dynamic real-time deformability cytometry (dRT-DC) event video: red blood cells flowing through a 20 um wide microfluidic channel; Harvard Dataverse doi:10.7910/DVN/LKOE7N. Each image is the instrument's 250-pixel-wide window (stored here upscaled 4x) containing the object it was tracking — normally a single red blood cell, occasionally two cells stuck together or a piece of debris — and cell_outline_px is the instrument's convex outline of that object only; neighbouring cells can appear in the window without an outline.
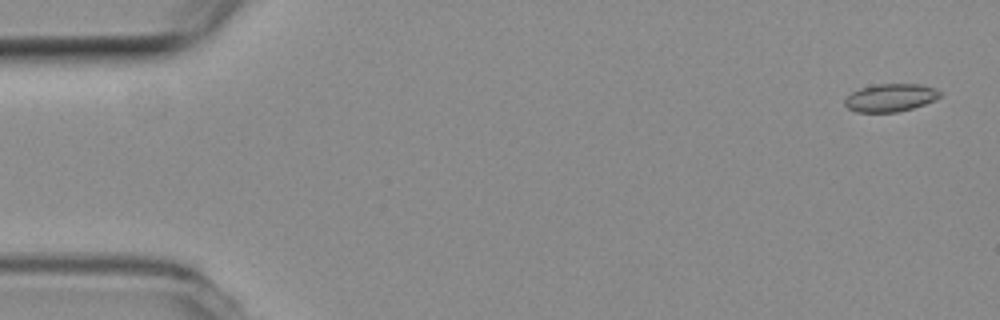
{"species": "common noctule bat (a hibernating species)", "species_latin": "Nyctalus noctula", "temperature_condition": "room temperature", "stored_images_in_passage": 48, "camera_frame_rate_fps": 3000, "um_per_image_px": 0.085, "animal": {"sex": "female", "body_mass_g": 19.3, "forearm_length_mm": 54.1}, "frame": {"image": 1, "passage_image": 1, "time_ms": 0.0, "image_size_px": [1000, 320], "cell_outline_px": [[940, 96], [924, 104], [912, 108], [896, 112], [856, 112], [848, 108], [844, 104], [844, 100], [852, 92], [860, 88], [880, 84], [920, 84], [936, 88], [940, 92]], "centroid_in_image_um": [75.67, 8.3], "position_along_channel_um": 9.3, "area_um2": 15.26}}
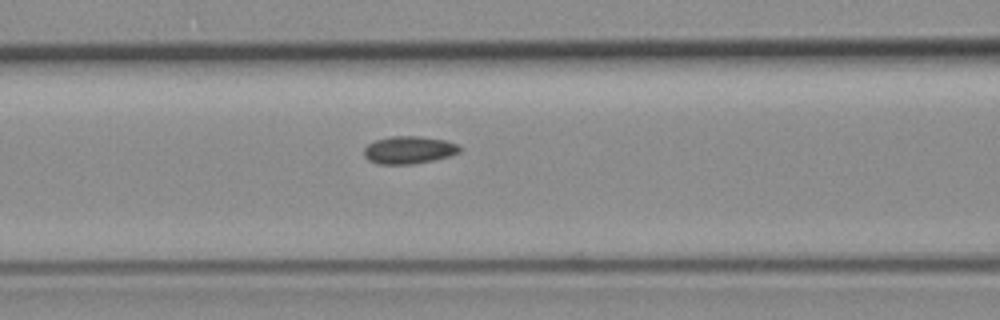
{"frame": {"image": 2, "passage_image": 21, "time_ms": 6.667, "image_size_px": [1000, 320], "cell_outline_px": [[460, 152], [452, 156], [412, 164], [380, 164], [368, 160], [364, 156], [364, 148], [368, 144], [376, 140], [392, 136], [420, 136], [448, 140], [456, 144], [460, 148]], "centroid_in_image_um": [34.77, 12.74], "position_along_channel_um": 131.8, "area_um2": 15.43}}
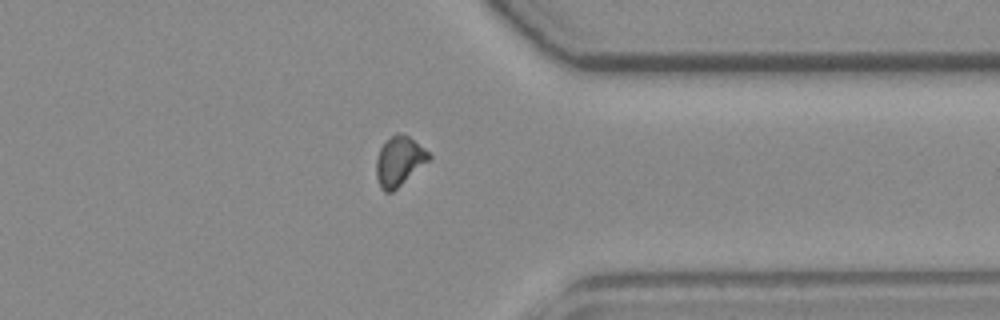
{"frame": {"image": 3, "passage_image": 41, "time_ms": 13.333, "image_size_px": [1000, 320], "cell_outline_px": [[432, 160], [392, 192], [384, 192], [380, 188], [376, 176], [376, 160], [380, 148], [396, 132], [400, 132], [408, 136], [424, 148], [432, 156]], "centroid_in_image_um": [33.96, 13.72], "position_along_channel_um": 377.4, "area_um2": 15.32}, "authors_computed_cell_mechanics": {"area_um2": 15.1725, "velocity_mm_per_s": 3.8026, "shape_relaxation_time_tau1_ms": null, "shape_relaxation_time_tau2_ms": 6.0612, "deformation_change_tau1": null, "deformation_change_tau2": 0.1003}}